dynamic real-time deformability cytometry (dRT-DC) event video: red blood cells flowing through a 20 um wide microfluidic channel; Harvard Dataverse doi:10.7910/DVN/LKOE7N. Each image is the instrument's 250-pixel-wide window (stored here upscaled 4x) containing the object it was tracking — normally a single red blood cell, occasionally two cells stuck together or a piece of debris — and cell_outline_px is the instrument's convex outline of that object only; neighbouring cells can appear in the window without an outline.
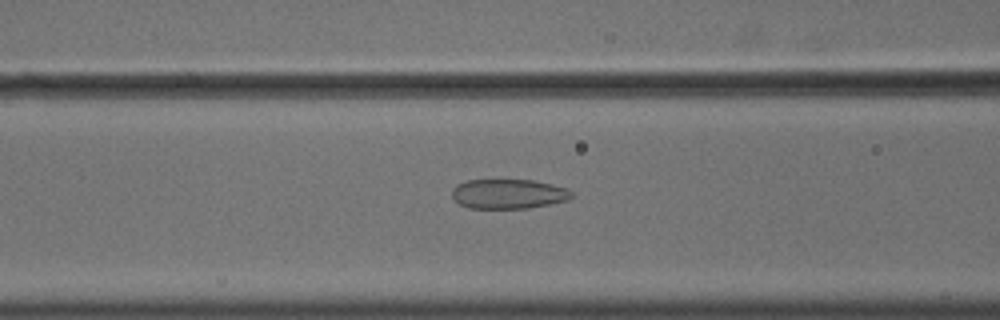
{"species": "common noctule bat (a hibernating species)", "species_latin": "Nyctalus noctula", "temperature_condition": "cold", "stored_images_in_passage": 41, "camera_frame_rate_fps": 3000, "um_per_image_px": 0.085, "animal": {"sex": "male", "body_mass_g": 18.8}, "frame": {"image": 1, "passage_image": 9, "time_ms": 2.667, "image_size_px": [1000, 320], "cell_outline_px": [[572, 196], [568, 200], [528, 208], [468, 208], [460, 204], [452, 196], [452, 188], [456, 184], [468, 180], [496, 176], [532, 180], [552, 184], [568, 188], [572, 192]], "centroid_in_image_um": [43.17, 16.42], "position_along_channel_um": 123.4, "area_um2": 21.56}}
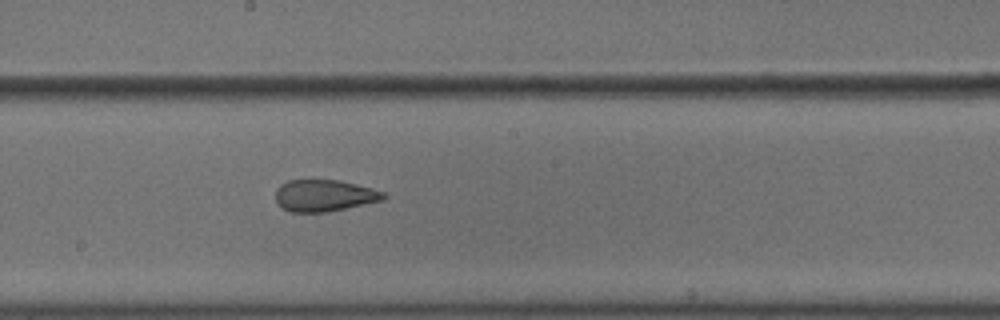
{"frame": {"image": 2, "passage_image": 17, "time_ms": 5.333, "image_size_px": [1000, 320], "cell_outline_px": [[388, 196], [384, 200], [328, 212], [292, 212], [276, 204], [276, 188], [280, 184], [288, 180], [340, 180], [372, 188], [384, 192]], "centroid_in_image_um": [27.57, 16.62], "position_along_channel_um": 220.6, "area_um2": 20.11}}
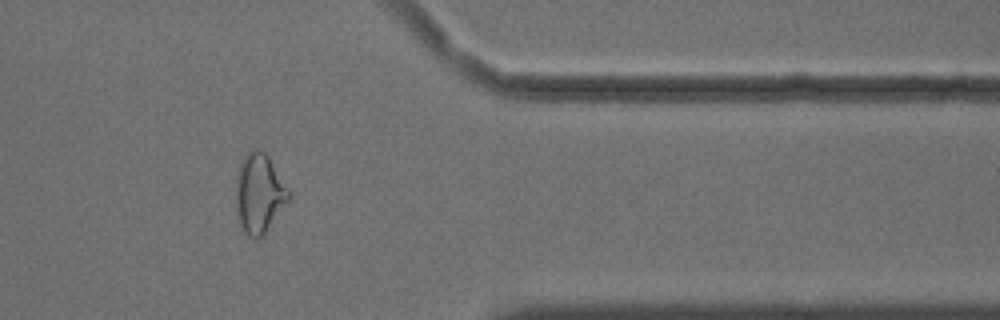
{"frame": {"image": 3, "passage_image": 32, "time_ms": 10.333, "image_size_px": [1000, 320], "cell_outline_px": [[292, 196], [264, 232], [256, 240], [248, 236], [244, 232], [240, 224], [236, 208], [236, 180], [240, 164], [244, 156], [248, 152], [256, 148], [260, 148], [268, 156]], "centroid_in_image_um": [22.01, 16.42], "position_along_channel_um": 389.4, "area_um2": 23.99}, "authors_computed_cell_mechanics": {"area_um2": 21.7906, "velocity_mm_per_s": 3.6408, "shape_relaxation_time_tau1_ms": null, "shape_relaxation_time_tau2_ms": 1.8415, "deformation_change_tau1": null, "deformation_change_tau2": 0.0702}}